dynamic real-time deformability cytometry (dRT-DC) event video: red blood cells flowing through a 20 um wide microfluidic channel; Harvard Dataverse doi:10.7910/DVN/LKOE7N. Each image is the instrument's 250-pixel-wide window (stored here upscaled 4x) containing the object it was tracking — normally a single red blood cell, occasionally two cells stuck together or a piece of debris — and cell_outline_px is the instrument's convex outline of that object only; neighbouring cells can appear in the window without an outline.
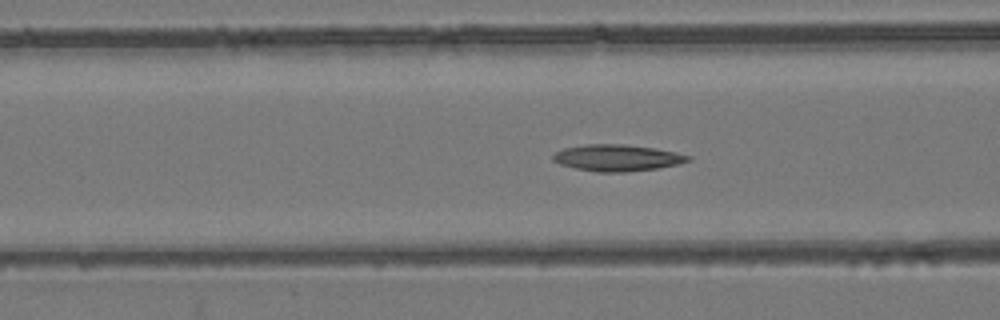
{"species": "common noctule bat (a hibernating species)", "species_latin": "Nyctalus noctula", "temperature_condition": "room temperature", "stored_images_in_passage": 54, "camera_frame_rate_fps": 3000, "um_per_image_px": 0.085, "animal": {"sex": "female", "body_mass_g": 24.6, "forearm_length_mm": 56.2}, "frame": {"image": 1, "passage_image": 22, "time_ms": 7.0, "image_size_px": [1000, 320], "cell_outline_px": [[692, 160], [680, 164], [656, 168], [624, 172], [596, 172], [576, 168], [560, 164], [552, 160], [552, 156], [556, 152], [564, 148], [584, 144], [624, 144], [656, 148], [676, 152], [692, 156]], "centroid_in_image_um": [52.49, 13.41], "position_along_channel_um": 114.1, "area_um2": 20.98}}
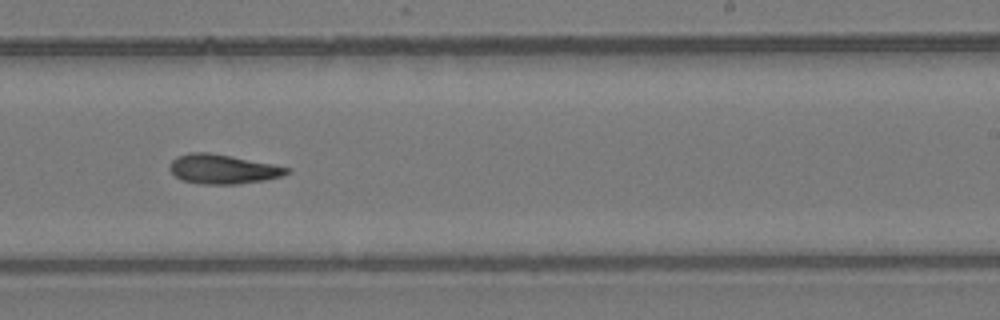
{"frame": {"image": 2, "passage_image": 34, "time_ms": 11.0, "image_size_px": [1000, 320], "cell_outline_px": [[292, 172], [284, 176], [264, 180], [236, 184], [200, 184], [180, 180], [168, 168], [168, 164], [176, 156], [188, 152], [208, 152], [272, 164], [292, 168]], "centroid_in_image_um": [18.93, 14.38], "position_along_channel_um": 270.1, "area_um2": 20.23}}
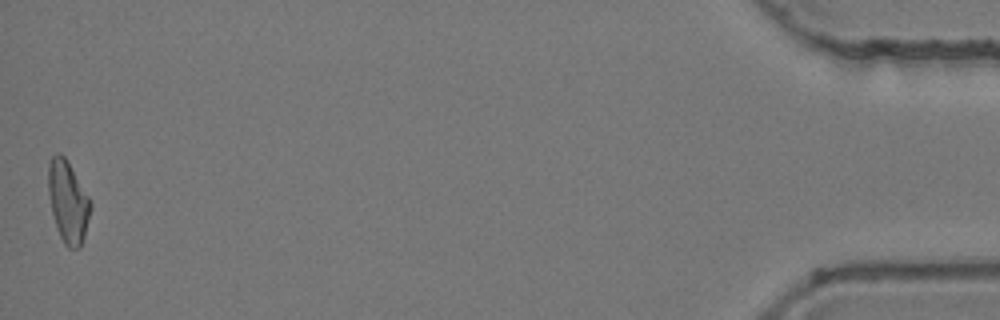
{"frame": {"image": 3, "passage_image": 54, "time_ms": 17.667, "image_size_px": [1000, 320], "cell_outline_px": [[92, 208], [84, 236], [80, 248], [68, 248], [64, 244], [60, 236], [52, 212], [48, 192], [48, 164], [52, 156], [56, 152], [60, 152], [64, 156], [88, 196], [92, 204]], "centroid_in_image_um": [5.77, 17.15], "position_along_channel_um": 429.4, "area_um2": 19.94}}